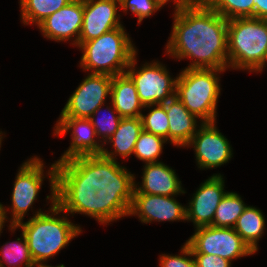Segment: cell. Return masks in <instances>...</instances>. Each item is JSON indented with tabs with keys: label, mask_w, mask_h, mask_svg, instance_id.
Instances as JSON below:
<instances>
[{
	"label": "cell",
	"mask_w": 267,
	"mask_h": 267,
	"mask_svg": "<svg viewBox=\"0 0 267 267\" xmlns=\"http://www.w3.org/2000/svg\"><path fill=\"white\" fill-rule=\"evenodd\" d=\"M135 174L102 155L56 164L55 203L68 215L82 214L101 225L129 216Z\"/></svg>",
	"instance_id": "cell-1"
},
{
	"label": "cell",
	"mask_w": 267,
	"mask_h": 267,
	"mask_svg": "<svg viewBox=\"0 0 267 267\" xmlns=\"http://www.w3.org/2000/svg\"><path fill=\"white\" fill-rule=\"evenodd\" d=\"M173 26L166 45V55L190 59L186 68L227 69L228 20L204 0L194 6L174 11ZM192 60V61H191Z\"/></svg>",
	"instance_id": "cell-2"
},
{
	"label": "cell",
	"mask_w": 267,
	"mask_h": 267,
	"mask_svg": "<svg viewBox=\"0 0 267 267\" xmlns=\"http://www.w3.org/2000/svg\"><path fill=\"white\" fill-rule=\"evenodd\" d=\"M55 174L54 162L45 173L50 182L51 193L46 196V199L51 202L48 211L50 214L39 209L28 221H22L16 226H8L12 232L17 228L21 229L35 265L45 264L83 232L79 225H75L67 218L66 214L62 217L59 215L63 210L55 203Z\"/></svg>",
	"instance_id": "cell-3"
},
{
	"label": "cell",
	"mask_w": 267,
	"mask_h": 267,
	"mask_svg": "<svg viewBox=\"0 0 267 267\" xmlns=\"http://www.w3.org/2000/svg\"><path fill=\"white\" fill-rule=\"evenodd\" d=\"M77 48L82 50L79 62L82 71L90 70V74L112 77L124 74L138 51L124 26L112 29L98 38L78 43Z\"/></svg>",
	"instance_id": "cell-4"
},
{
	"label": "cell",
	"mask_w": 267,
	"mask_h": 267,
	"mask_svg": "<svg viewBox=\"0 0 267 267\" xmlns=\"http://www.w3.org/2000/svg\"><path fill=\"white\" fill-rule=\"evenodd\" d=\"M227 44L229 69L256 73L267 56V19L228 20Z\"/></svg>",
	"instance_id": "cell-5"
},
{
	"label": "cell",
	"mask_w": 267,
	"mask_h": 267,
	"mask_svg": "<svg viewBox=\"0 0 267 267\" xmlns=\"http://www.w3.org/2000/svg\"><path fill=\"white\" fill-rule=\"evenodd\" d=\"M227 69L185 68L177 75L175 95L200 122H216L220 73ZM219 74V75H218Z\"/></svg>",
	"instance_id": "cell-6"
},
{
	"label": "cell",
	"mask_w": 267,
	"mask_h": 267,
	"mask_svg": "<svg viewBox=\"0 0 267 267\" xmlns=\"http://www.w3.org/2000/svg\"><path fill=\"white\" fill-rule=\"evenodd\" d=\"M136 56L125 73L134 82L143 106L163 104L175 96L177 76L172 78L166 66L158 60L146 62L138 69Z\"/></svg>",
	"instance_id": "cell-7"
},
{
	"label": "cell",
	"mask_w": 267,
	"mask_h": 267,
	"mask_svg": "<svg viewBox=\"0 0 267 267\" xmlns=\"http://www.w3.org/2000/svg\"><path fill=\"white\" fill-rule=\"evenodd\" d=\"M186 243L192 254L220 256L229 261L255 254L233 228H196Z\"/></svg>",
	"instance_id": "cell-8"
},
{
	"label": "cell",
	"mask_w": 267,
	"mask_h": 267,
	"mask_svg": "<svg viewBox=\"0 0 267 267\" xmlns=\"http://www.w3.org/2000/svg\"><path fill=\"white\" fill-rule=\"evenodd\" d=\"M44 162L38 156L30 157L26 160L20 168L15 177L13 191L11 195V219H9L11 226H16L22 222L24 217L32 209L35 203L40 188L42 187L44 175Z\"/></svg>",
	"instance_id": "cell-9"
},
{
	"label": "cell",
	"mask_w": 267,
	"mask_h": 267,
	"mask_svg": "<svg viewBox=\"0 0 267 267\" xmlns=\"http://www.w3.org/2000/svg\"><path fill=\"white\" fill-rule=\"evenodd\" d=\"M112 76L87 74L71 94L59 117L89 119L94 111L110 99Z\"/></svg>",
	"instance_id": "cell-10"
},
{
	"label": "cell",
	"mask_w": 267,
	"mask_h": 267,
	"mask_svg": "<svg viewBox=\"0 0 267 267\" xmlns=\"http://www.w3.org/2000/svg\"><path fill=\"white\" fill-rule=\"evenodd\" d=\"M193 147L200 170L221 167L233 157L229 140L217 129L216 122H203L186 147Z\"/></svg>",
	"instance_id": "cell-11"
},
{
	"label": "cell",
	"mask_w": 267,
	"mask_h": 267,
	"mask_svg": "<svg viewBox=\"0 0 267 267\" xmlns=\"http://www.w3.org/2000/svg\"><path fill=\"white\" fill-rule=\"evenodd\" d=\"M54 127L53 136H64L70 130L71 142L69 148L55 161V164L68 161L73 158L101 155L103 144L96 139L95 128L90 119L59 117ZM98 140V141H97Z\"/></svg>",
	"instance_id": "cell-12"
},
{
	"label": "cell",
	"mask_w": 267,
	"mask_h": 267,
	"mask_svg": "<svg viewBox=\"0 0 267 267\" xmlns=\"http://www.w3.org/2000/svg\"><path fill=\"white\" fill-rule=\"evenodd\" d=\"M224 178L220 173L208 177L186 205V221H191L194 228L211 226L216 209L227 193L224 190Z\"/></svg>",
	"instance_id": "cell-13"
},
{
	"label": "cell",
	"mask_w": 267,
	"mask_h": 267,
	"mask_svg": "<svg viewBox=\"0 0 267 267\" xmlns=\"http://www.w3.org/2000/svg\"><path fill=\"white\" fill-rule=\"evenodd\" d=\"M83 11V0H72L48 16L37 27L48 40L55 42L70 40L71 44L77 47L83 25Z\"/></svg>",
	"instance_id": "cell-14"
},
{
	"label": "cell",
	"mask_w": 267,
	"mask_h": 267,
	"mask_svg": "<svg viewBox=\"0 0 267 267\" xmlns=\"http://www.w3.org/2000/svg\"><path fill=\"white\" fill-rule=\"evenodd\" d=\"M83 25L79 43L98 38L123 26L120 21V0H83Z\"/></svg>",
	"instance_id": "cell-15"
},
{
	"label": "cell",
	"mask_w": 267,
	"mask_h": 267,
	"mask_svg": "<svg viewBox=\"0 0 267 267\" xmlns=\"http://www.w3.org/2000/svg\"><path fill=\"white\" fill-rule=\"evenodd\" d=\"M137 216L141 223L186 221V206L174 196L133 194L129 216Z\"/></svg>",
	"instance_id": "cell-16"
},
{
	"label": "cell",
	"mask_w": 267,
	"mask_h": 267,
	"mask_svg": "<svg viewBox=\"0 0 267 267\" xmlns=\"http://www.w3.org/2000/svg\"><path fill=\"white\" fill-rule=\"evenodd\" d=\"M143 167L142 185L139 182L136 183L135 180L133 194L177 197V195L186 193L175 170L165 163L159 161L145 164Z\"/></svg>",
	"instance_id": "cell-17"
},
{
	"label": "cell",
	"mask_w": 267,
	"mask_h": 267,
	"mask_svg": "<svg viewBox=\"0 0 267 267\" xmlns=\"http://www.w3.org/2000/svg\"><path fill=\"white\" fill-rule=\"evenodd\" d=\"M162 105L169 119V143L186 147L202 122L197 121L198 118L188 111L176 95Z\"/></svg>",
	"instance_id": "cell-18"
},
{
	"label": "cell",
	"mask_w": 267,
	"mask_h": 267,
	"mask_svg": "<svg viewBox=\"0 0 267 267\" xmlns=\"http://www.w3.org/2000/svg\"><path fill=\"white\" fill-rule=\"evenodd\" d=\"M142 131L140 117L122 118L115 133L103 144L101 155L114 161H117V155L123 159L130 157ZM108 143L112 144L110 146L114 148L113 150L105 149Z\"/></svg>",
	"instance_id": "cell-19"
},
{
	"label": "cell",
	"mask_w": 267,
	"mask_h": 267,
	"mask_svg": "<svg viewBox=\"0 0 267 267\" xmlns=\"http://www.w3.org/2000/svg\"><path fill=\"white\" fill-rule=\"evenodd\" d=\"M110 100L122 118L140 117L144 109L136 86L126 73L112 77Z\"/></svg>",
	"instance_id": "cell-20"
},
{
	"label": "cell",
	"mask_w": 267,
	"mask_h": 267,
	"mask_svg": "<svg viewBox=\"0 0 267 267\" xmlns=\"http://www.w3.org/2000/svg\"><path fill=\"white\" fill-rule=\"evenodd\" d=\"M233 229L241 236L242 240L256 253L258 242L264 234L265 218L260 209L248 206L244 209Z\"/></svg>",
	"instance_id": "cell-21"
},
{
	"label": "cell",
	"mask_w": 267,
	"mask_h": 267,
	"mask_svg": "<svg viewBox=\"0 0 267 267\" xmlns=\"http://www.w3.org/2000/svg\"><path fill=\"white\" fill-rule=\"evenodd\" d=\"M20 15L24 25L42 23L48 16L63 8L72 0H19Z\"/></svg>",
	"instance_id": "cell-22"
},
{
	"label": "cell",
	"mask_w": 267,
	"mask_h": 267,
	"mask_svg": "<svg viewBox=\"0 0 267 267\" xmlns=\"http://www.w3.org/2000/svg\"><path fill=\"white\" fill-rule=\"evenodd\" d=\"M246 207L238 193L227 191L216 209L211 226L233 228Z\"/></svg>",
	"instance_id": "cell-23"
},
{
	"label": "cell",
	"mask_w": 267,
	"mask_h": 267,
	"mask_svg": "<svg viewBox=\"0 0 267 267\" xmlns=\"http://www.w3.org/2000/svg\"><path fill=\"white\" fill-rule=\"evenodd\" d=\"M22 237V238H21ZM35 267L27 240L23 233L15 241L6 242L0 248V267Z\"/></svg>",
	"instance_id": "cell-24"
},
{
	"label": "cell",
	"mask_w": 267,
	"mask_h": 267,
	"mask_svg": "<svg viewBox=\"0 0 267 267\" xmlns=\"http://www.w3.org/2000/svg\"><path fill=\"white\" fill-rule=\"evenodd\" d=\"M165 143L168 142L163 137L143 130L135 143L133 154L145 164L159 162L158 158L163 152Z\"/></svg>",
	"instance_id": "cell-25"
},
{
	"label": "cell",
	"mask_w": 267,
	"mask_h": 267,
	"mask_svg": "<svg viewBox=\"0 0 267 267\" xmlns=\"http://www.w3.org/2000/svg\"><path fill=\"white\" fill-rule=\"evenodd\" d=\"M227 20L254 17V0H204Z\"/></svg>",
	"instance_id": "cell-26"
},
{
	"label": "cell",
	"mask_w": 267,
	"mask_h": 267,
	"mask_svg": "<svg viewBox=\"0 0 267 267\" xmlns=\"http://www.w3.org/2000/svg\"><path fill=\"white\" fill-rule=\"evenodd\" d=\"M109 104H111V108L110 106H106L107 109L105 108V110L107 111L104 112L105 114H102V118H98L96 116L100 114L99 112L102 111L101 109H103V106L98 107L89 118L95 128L97 139H99L102 144H104L115 133L119 122L122 119L113 107L112 103L110 102Z\"/></svg>",
	"instance_id": "cell-27"
},
{
	"label": "cell",
	"mask_w": 267,
	"mask_h": 267,
	"mask_svg": "<svg viewBox=\"0 0 267 267\" xmlns=\"http://www.w3.org/2000/svg\"><path fill=\"white\" fill-rule=\"evenodd\" d=\"M149 109L147 115L141 114L143 130L163 137L169 142V119L162 104L145 106Z\"/></svg>",
	"instance_id": "cell-28"
},
{
	"label": "cell",
	"mask_w": 267,
	"mask_h": 267,
	"mask_svg": "<svg viewBox=\"0 0 267 267\" xmlns=\"http://www.w3.org/2000/svg\"><path fill=\"white\" fill-rule=\"evenodd\" d=\"M161 8L157 0H120V10L124 13L128 10L134 13L138 17V25Z\"/></svg>",
	"instance_id": "cell-29"
},
{
	"label": "cell",
	"mask_w": 267,
	"mask_h": 267,
	"mask_svg": "<svg viewBox=\"0 0 267 267\" xmlns=\"http://www.w3.org/2000/svg\"><path fill=\"white\" fill-rule=\"evenodd\" d=\"M179 255L162 254L159 256V267H196L190 246L185 242Z\"/></svg>",
	"instance_id": "cell-30"
},
{
	"label": "cell",
	"mask_w": 267,
	"mask_h": 267,
	"mask_svg": "<svg viewBox=\"0 0 267 267\" xmlns=\"http://www.w3.org/2000/svg\"><path fill=\"white\" fill-rule=\"evenodd\" d=\"M196 267H231V261L209 254H192Z\"/></svg>",
	"instance_id": "cell-31"
},
{
	"label": "cell",
	"mask_w": 267,
	"mask_h": 267,
	"mask_svg": "<svg viewBox=\"0 0 267 267\" xmlns=\"http://www.w3.org/2000/svg\"><path fill=\"white\" fill-rule=\"evenodd\" d=\"M157 1L162 7L165 4H167L169 1H171V2L173 1L172 3H174V5H175L174 11H179V10H182L184 8L194 6V5L202 2L203 0H157Z\"/></svg>",
	"instance_id": "cell-32"
},
{
	"label": "cell",
	"mask_w": 267,
	"mask_h": 267,
	"mask_svg": "<svg viewBox=\"0 0 267 267\" xmlns=\"http://www.w3.org/2000/svg\"><path fill=\"white\" fill-rule=\"evenodd\" d=\"M254 18L267 19V0H254Z\"/></svg>",
	"instance_id": "cell-33"
},
{
	"label": "cell",
	"mask_w": 267,
	"mask_h": 267,
	"mask_svg": "<svg viewBox=\"0 0 267 267\" xmlns=\"http://www.w3.org/2000/svg\"><path fill=\"white\" fill-rule=\"evenodd\" d=\"M9 209V207H5L2 203H0V235L3 232V228H5V222H9V218L7 216Z\"/></svg>",
	"instance_id": "cell-34"
},
{
	"label": "cell",
	"mask_w": 267,
	"mask_h": 267,
	"mask_svg": "<svg viewBox=\"0 0 267 267\" xmlns=\"http://www.w3.org/2000/svg\"><path fill=\"white\" fill-rule=\"evenodd\" d=\"M35 267H54V266L47 265V263H46V264H37ZM55 267H65V265L60 264V265H56Z\"/></svg>",
	"instance_id": "cell-35"
},
{
	"label": "cell",
	"mask_w": 267,
	"mask_h": 267,
	"mask_svg": "<svg viewBox=\"0 0 267 267\" xmlns=\"http://www.w3.org/2000/svg\"><path fill=\"white\" fill-rule=\"evenodd\" d=\"M266 66H267V56H266L264 63L262 64L261 68L256 73H258V72L261 73L265 69Z\"/></svg>",
	"instance_id": "cell-36"
},
{
	"label": "cell",
	"mask_w": 267,
	"mask_h": 267,
	"mask_svg": "<svg viewBox=\"0 0 267 267\" xmlns=\"http://www.w3.org/2000/svg\"><path fill=\"white\" fill-rule=\"evenodd\" d=\"M3 132L2 131H0V148H1V146H2V140H3ZM1 150V149H0Z\"/></svg>",
	"instance_id": "cell-37"
}]
</instances>
